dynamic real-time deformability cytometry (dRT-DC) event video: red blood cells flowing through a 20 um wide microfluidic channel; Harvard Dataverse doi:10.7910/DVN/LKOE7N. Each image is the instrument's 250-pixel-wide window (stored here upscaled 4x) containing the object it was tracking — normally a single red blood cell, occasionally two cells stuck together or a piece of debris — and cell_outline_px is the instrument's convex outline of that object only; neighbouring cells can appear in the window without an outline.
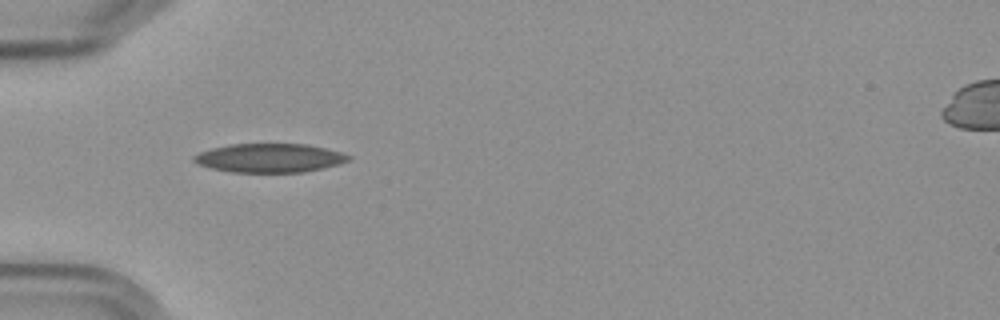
{"species": "Egyptian fruit bat (a non-hibernating species)", "species_latin": "Rousettus aegyptiacus", "temperature_condition": "cold", "stored_images_in_passage": 2, "camera_frame_rate_fps": 3000, "um_per_image_px": 0.085, "frame": {"image": 1, "passage_image": 2, "time_ms": 1.333, "image_size_px": [1000, 320], "cell_outline_px": [[352, 156], [348, 160], [340, 164], [324, 168], [304, 172], [232, 172], [212, 168], [200, 164], [192, 160], [192, 156], [200, 152], [212, 148], [232, 144], [304, 144], [324, 148], [340, 152]], "centroid_in_image_um": [22.92, 13.43], "position_along_channel_um": 62.1, "area_um2": 25.78}}